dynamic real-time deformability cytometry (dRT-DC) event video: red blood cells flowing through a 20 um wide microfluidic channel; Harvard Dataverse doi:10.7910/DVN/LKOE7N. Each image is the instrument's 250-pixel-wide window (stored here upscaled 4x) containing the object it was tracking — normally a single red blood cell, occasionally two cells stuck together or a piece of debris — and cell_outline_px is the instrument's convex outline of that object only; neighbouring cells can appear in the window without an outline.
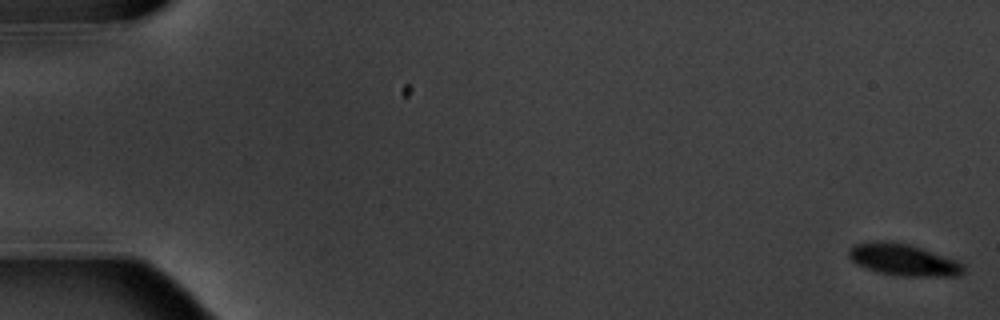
{"species": "common noctule bat (a hibernating species)", "species_latin": "Nyctalus noctula", "temperature_condition": "warm", "stored_images_in_passage": 7, "camera_frame_rate_fps": 3000, "um_per_image_px": 0.085, "animal": {"sex": "male", "body_mass_g": 20.1, "forearm_length_mm": 53.5}, "frame": {"image": 1, "passage_image": 1, "time_ms": 0.0, "image_size_px": [1000, 320], "cell_outline_px": [[964, 272], [956, 276], [904, 276], [880, 272], [856, 264], [848, 256], [848, 248], [856, 244], [880, 240], [888, 240], [908, 244], [956, 260], [964, 264]], "centroid_in_image_um": [76.77, 22.07], "position_along_channel_um": 8.2, "area_um2": 20.98}}